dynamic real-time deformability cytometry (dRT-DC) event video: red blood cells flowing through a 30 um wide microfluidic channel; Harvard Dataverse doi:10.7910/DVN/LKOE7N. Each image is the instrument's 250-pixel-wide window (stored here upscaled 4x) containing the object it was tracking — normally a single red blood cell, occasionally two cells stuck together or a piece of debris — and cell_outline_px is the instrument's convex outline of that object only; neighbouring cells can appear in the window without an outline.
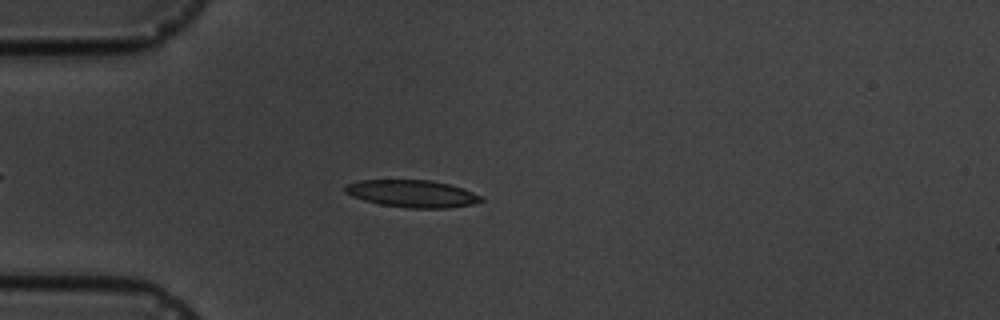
{"species": "common noctule bat (a hibernating species)", "species_latin": "Nyctalus noctula", "temperature_condition": "cold", "stored_images_in_passage": 4, "camera_frame_rate_fps": 3000, "um_per_image_px": 0.085, "animal": {"sex": "male", "body_mass_g": 19.5, "forearm_length_mm": 54.6}, "frame": {"image": 1, "passage_image": 4, "time_ms": 3.667, "image_size_px": [1000, 320], "cell_outline_px": [[484, 200], [472, 204], [448, 208], [408, 208], [380, 204], [364, 200], [352, 196], [344, 192], [344, 184], [360, 180], [432, 180], [464, 188], [484, 196]], "centroid_in_image_um": [35.05, 16.45], "position_along_channel_um": 50.0, "area_um2": 21.79}}